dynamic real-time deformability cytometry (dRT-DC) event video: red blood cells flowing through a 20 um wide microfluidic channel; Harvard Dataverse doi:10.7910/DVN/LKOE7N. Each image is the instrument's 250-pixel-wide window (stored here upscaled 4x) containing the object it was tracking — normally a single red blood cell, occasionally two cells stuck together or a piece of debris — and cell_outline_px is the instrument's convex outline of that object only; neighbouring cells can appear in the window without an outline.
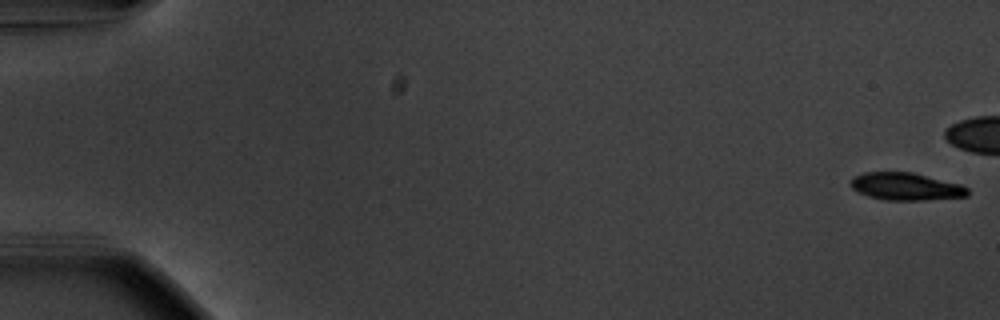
{"species": "common noctule bat (a hibernating species)", "species_latin": "Nyctalus noctula", "temperature_condition": "warm", "stored_images_in_passage": 56, "camera_frame_rate_fps": 3000, "um_per_image_px": 0.085, "animal": {"sex": "male", "body_mass_g": 20.1, "forearm_length_mm": 53.5}, "frame": {"image": 1, "passage_image": 1, "time_ms": 0.0, "image_size_px": [1000, 320], "cell_outline_px": [[968, 196], [924, 200], [884, 200], [868, 196], [852, 188], [848, 184], [856, 176], [864, 172], [912, 172], [960, 184], [968, 188]], "centroid_in_image_um": [77.0, 15.85], "position_along_channel_um": 8.0, "area_um2": 18.61}, "authors_computed_cell_mechanics": {"area_um2": 20.6057, "velocity_mm_per_s": 3.7111, "shape_relaxation_time_tau1_ms": 2.1081, "shape_relaxation_time_tau2_ms": null, "deformation_change_tau1": 0.1162, "deformation_change_tau2": null}}